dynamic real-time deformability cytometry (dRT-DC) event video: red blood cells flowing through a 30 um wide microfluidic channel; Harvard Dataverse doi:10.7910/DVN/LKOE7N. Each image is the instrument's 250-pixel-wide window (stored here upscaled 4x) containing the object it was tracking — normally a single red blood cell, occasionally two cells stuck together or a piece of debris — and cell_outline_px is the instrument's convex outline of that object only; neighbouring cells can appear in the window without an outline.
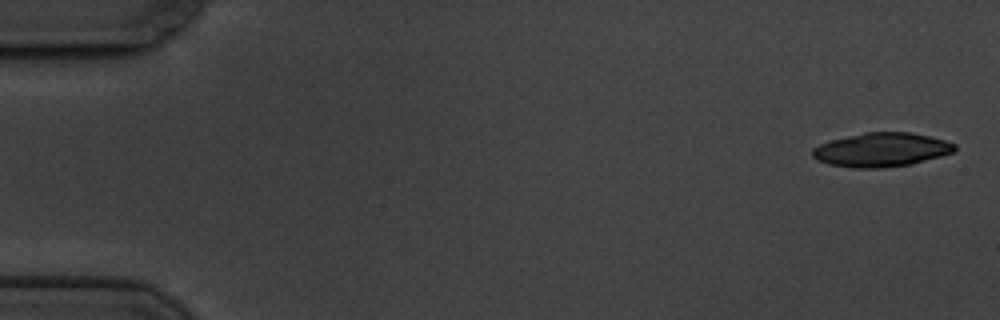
{"species": "common noctule bat (a hibernating species)", "species_latin": "Nyctalus noctula", "temperature_condition": "cold", "stored_images_in_passage": 5, "segment_of_instrument_passage": [2, 2], "camera_frame_rate_fps": 3000, "um_per_image_px": 0.085, "animal": {"sex": "male", "body_mass_g": 19.5, "forearm_length_mm": 54.6}, "frame": {"image": 1, "passage_image": 5, "time_ms": 5.333, "image_size_px": [1000, 320], "cell_outline_px": [[956, 152], [912, 164], [880, 168], [852, 168], [828, 164], [816, 160], [812, 156], [812, 148], [820, 144], [832, 140], [864, 132], [912, 132], [944, 140], [956, 144]], "centroid_in_image_um": [74.93, 12.74], "position_along_channel_um": 10.1, "area_um2": 28.26}}